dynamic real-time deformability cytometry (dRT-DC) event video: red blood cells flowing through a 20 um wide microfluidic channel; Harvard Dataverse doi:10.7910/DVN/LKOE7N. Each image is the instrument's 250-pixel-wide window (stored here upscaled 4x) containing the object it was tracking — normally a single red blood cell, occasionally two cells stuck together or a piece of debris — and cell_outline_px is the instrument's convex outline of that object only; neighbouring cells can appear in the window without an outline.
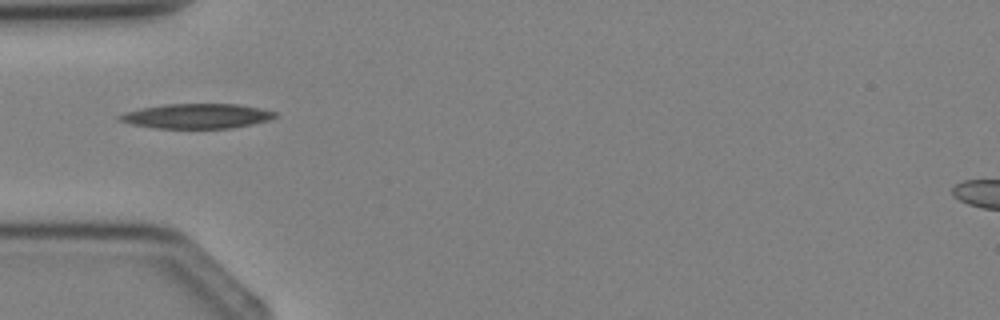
{"species": "Egyptian fruit bat (a non-hibernating species)", "species_latin": "Rousettus aegyptiacus", "temperature_condition": "cold", "stored_images_in_passage": 3, "camera_frame_rate_fps": 3000, "um_per_image_px": 0.085, "animal": {"sex": "female"}, "frame": {"image": 1, "passage_image": 3, "time_ms": 2.333, "image_size_px": [1000, 320], "cell_outline_px": [[276, 116], [268, 120], [252, 124], [232, 128], [152, 128], [132, 124], [116, 120], [116, 116], [124, 112], [140, 108], [164, 104], [236, 104], [260, 108], [276, 112]], "centroid_in_image_um": [16.66, 9.86], "position_along_channel_um": 68.3, "area_um2": 22.54}}